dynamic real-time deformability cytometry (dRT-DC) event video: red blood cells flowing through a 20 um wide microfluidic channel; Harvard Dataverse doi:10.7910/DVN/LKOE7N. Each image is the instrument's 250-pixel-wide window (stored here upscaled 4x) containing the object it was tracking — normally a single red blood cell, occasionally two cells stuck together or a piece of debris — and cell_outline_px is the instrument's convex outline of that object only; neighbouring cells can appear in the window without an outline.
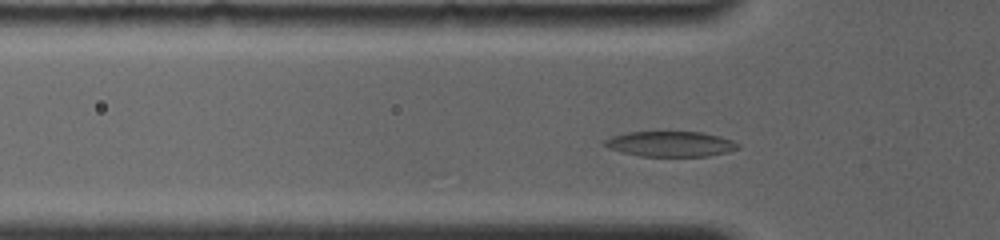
{"species": "common noctule bat (a hibernating species)", "species_latin": "Nyctalus noctula", "temperature_condition": "room temperature", "stored_images_in_passage": 33, "camera_frame_rate_fps": 4000, "um_per_image_px": 0.085, "animal": {"sex": "female", "body_mass_g": 19.0, "forearm_length_mm": 56.7}, "frame": {"image": 1, "passage_image": 4, "time_ms": 1.0, "image_size_px": [1000, 240], "cell_outline_px": [[740, 148], [728, 152], [708, 156], [640, 156], [620, 152], [608, 148], [604, 144], [604, 140], [612, 136], [628, 132], [700, 132], [720, 136], [732, 140], [740, 144]], "centroid_in_image_um": [57.01, 12.24], "position_along_channel_um": 68.8, "area_um2": 19.71}}
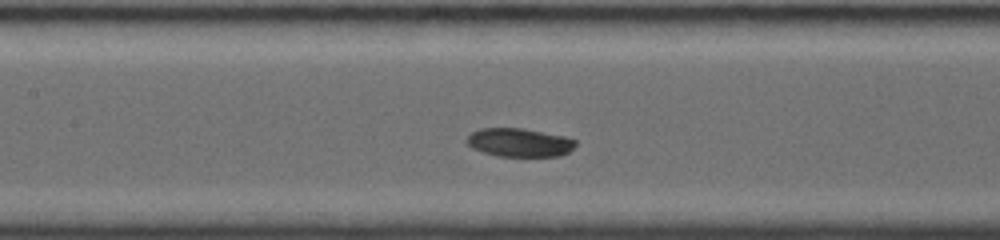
{"frame": {"image": 2, "passage_image": 15, "time_ms": 3.5, "image_size_px": [1000, 240], "cell_outline_px": [[576, 144], [568, 152], [560, 156], [496, 156], [472, 148], [464, 140], [472, 132], [480, 128], [524, 128], [564, 136], [576, 140]], "centroid_in_image_um": [44.13, 12.11], "position_along_channel_um": 163.3, "area_um2": 18.09}}
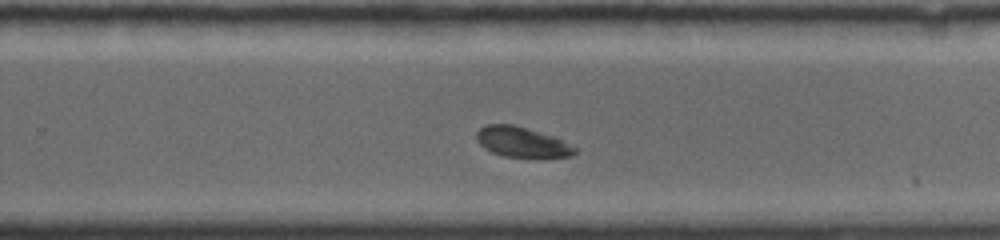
{"frame": {"image": 3, "passage_image": 31, "time_ms": 6.75, "image_size_px": [1000, 240], "cell_outline_px": [[576, 152], [572, 156], [544, 160], [536, 160], [504, 156], [492, 152], [484, 148], [476, 140], [476, 132], [484, 124], [512, 124], [528, 128], [556, 136], [576, 148]], "centroid_in_image_um": [44.42, 12.12], "position_along_channel_um": 285.4, "area_um2": 18.26}}